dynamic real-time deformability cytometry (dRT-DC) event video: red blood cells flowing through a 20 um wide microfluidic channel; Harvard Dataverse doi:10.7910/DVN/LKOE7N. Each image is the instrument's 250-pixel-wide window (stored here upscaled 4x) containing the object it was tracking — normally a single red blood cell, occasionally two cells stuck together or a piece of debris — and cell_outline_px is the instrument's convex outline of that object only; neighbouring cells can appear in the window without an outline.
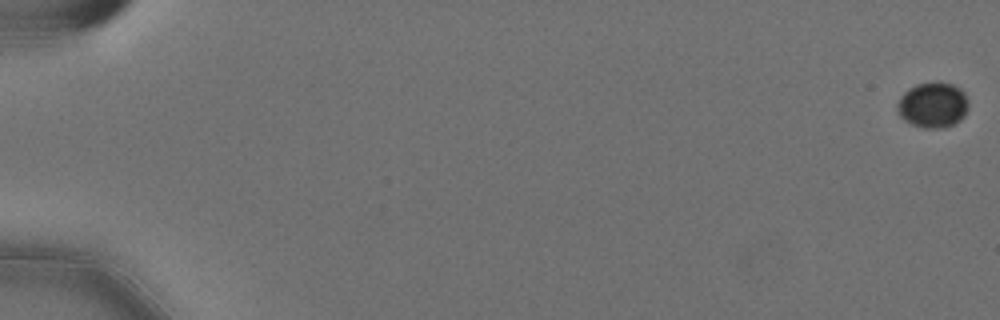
{"species": "Egyptian fruit bat (a non-hibernating species)", "species_latin": "Rousettus aegyptiacus", "temperature_condition": "cold", "stored_images_in_passage": 58, "camera_frame_rate_fps": 3000, "um_per_image_px": 0.085, "animal": {"sex": "female"}, "frame": {"image": 1, "passage_image": 1, "time_ms": 0.0, "image_size_px": [1000, 320], "cell_outline_px": [[968, 108], [964, 116], [960, 120], [952, 124], [940, 128], [924, 128], [912, 124], [904, 120], [896, 112], [896, 104], [900, 96], [908, 88], [916, 84], [952, 84], [960, 88], [964, 92], [968, 100]], "centroid_in_image_um": [79.26, 8.94], "position_along_channel_um": 5.7, "area_um2": 18.73}}
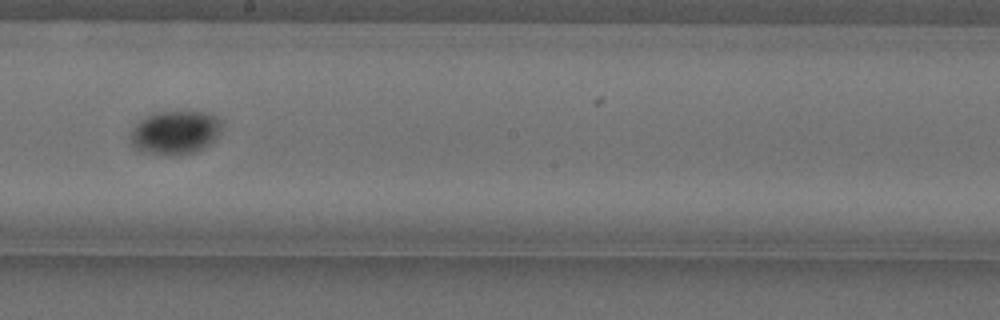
{"frame": {"image": 2, "passage_image": 35, "time_ms": 11.333, "image_size_px": [1000, 320], "cell_outline_px": [[220, 132], [204, 148], [196, 152], [176, 156], [164, 156], [144, 152], [136, 148], [132, 144], [128, 136], [136, 124], [140, 120], [156, 112], [208, 112], [216, 116], [220, 120]], "centroid_in_image_um": [14.86, 11.29], "position_along_channel_um": 233.3, "area_um2": 23.29}}
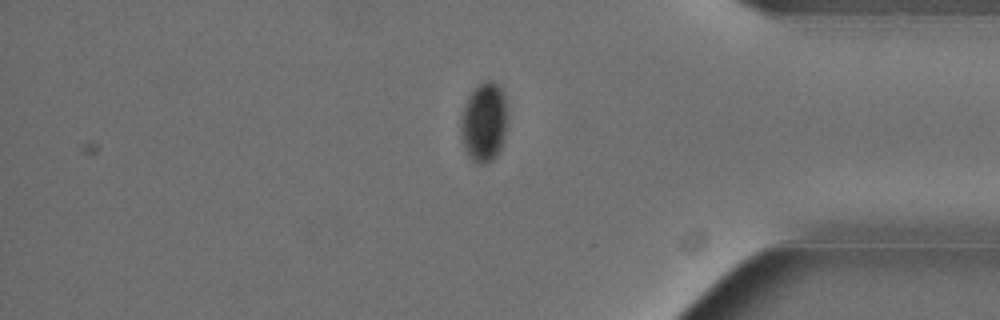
{"frame": {"image": 3, "passage_image": 50, "time_ms": 16.333, "image_size_px": [1000, 320], "cell_outline_px": [[508, 120], [504, 140], [500, 148], [492, 160], [488, 164], [476, 164], [468, 156], [460, 140], [460, 120], [464, 104], [468, 96], [484, 80], [492, 80], [500, 88], [504, 96]], "centroid_in_image_um": [41.12, 10.42], "position_along_channel_um": 394.1, "area_um2": 21.96}}